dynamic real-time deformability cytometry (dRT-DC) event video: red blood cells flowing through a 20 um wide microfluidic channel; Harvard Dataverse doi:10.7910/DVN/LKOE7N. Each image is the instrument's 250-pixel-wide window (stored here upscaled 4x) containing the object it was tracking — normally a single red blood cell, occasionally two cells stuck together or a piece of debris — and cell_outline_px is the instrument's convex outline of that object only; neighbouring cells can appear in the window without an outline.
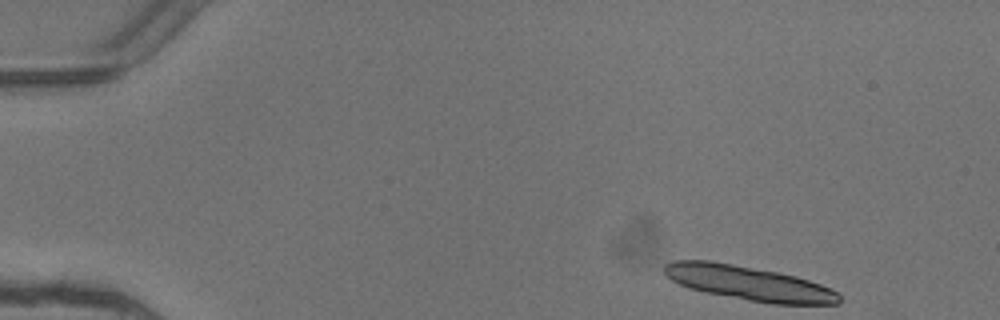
{"species": "common noctule bat (a hibernating species)", "species_latin": "Nyctalus noctula", "temperature_condition": "warm", "stored_images_in_passage": 4, "camera_frame_rate_fps": 3000, "um_per_image_px": 0.085, "animal": {"sex": "female"}, "frame": {"image": 1, "passage_image": 1, "time_ms": 0.0, "image_size_px": [1000, 320], "cell_outline_px": [[840, 304], [772, 304], [748, 300], [704, 292], [688, 288], [672, 280], [664, 272], [664, 264], [676, 260], [712, 260], [780, 272], [796, 276], [820, 284], [840, 292]], "centroid_in_image_um": [63.67, 24.06], "position_along_channel_um": 21.3, "area_um2": 35.26}}